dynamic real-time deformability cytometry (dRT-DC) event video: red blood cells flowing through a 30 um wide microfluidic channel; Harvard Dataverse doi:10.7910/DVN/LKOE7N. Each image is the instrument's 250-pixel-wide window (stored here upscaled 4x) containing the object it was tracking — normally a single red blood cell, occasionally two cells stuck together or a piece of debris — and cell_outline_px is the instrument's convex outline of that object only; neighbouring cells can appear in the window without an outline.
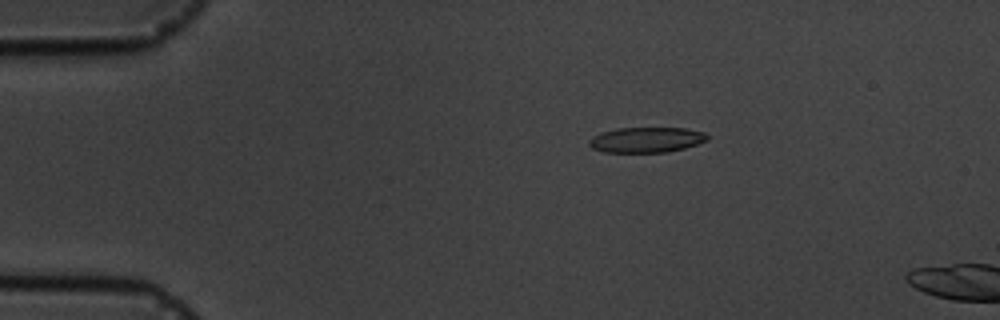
{"species": "common noctule bat (a hibernating species)", "species_latin": "Nyctalus noctula", "temperature_condition": "cold", "stored_images_in_passage": 5, "camera_frame_rate_fps": 3000, "um_per_image_px": 0.085, "animal": {"sex": "male", "body_mass_g": 19.5, "forearm_length_mm": 54.6}, "frame": {"image": 1, "passage_image": 3, "time_ms": 3.333, "image_size_px": [1000, 320], "cell_outline_px": [[708, 140], [684, 148], [668, 152], [604, 152], [592, 148], [588, 144], [588, 140], [592, 136], [600, 132], [616, 128], [684, 128], [704, 132], [708, 136]], "centroid_in_image_um": [54.9, 11.88], "position_along_channel_um": 30.1, "area_um2": 17.51}}